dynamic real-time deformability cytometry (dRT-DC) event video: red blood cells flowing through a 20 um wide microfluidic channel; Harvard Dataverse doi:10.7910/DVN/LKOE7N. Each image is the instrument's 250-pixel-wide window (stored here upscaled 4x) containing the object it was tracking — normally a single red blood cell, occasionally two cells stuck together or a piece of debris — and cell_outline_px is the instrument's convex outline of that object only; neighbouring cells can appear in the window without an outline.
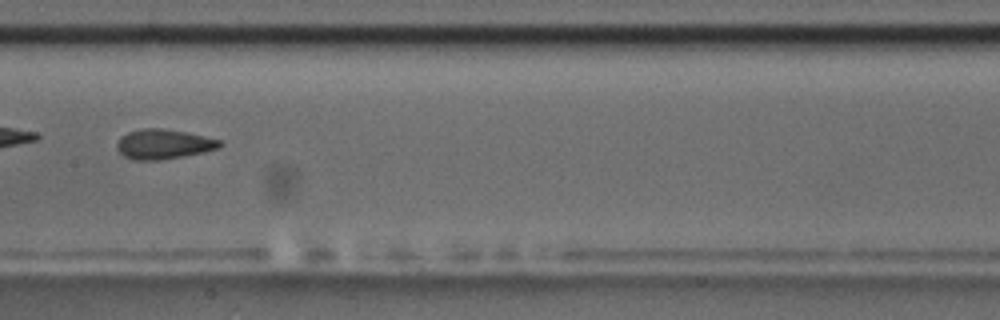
{"species": "common noctule bat (a hibernating species)", "species_latin": "Nyctalus noctula", "temperature_condition": "room temperature", "stored_images_in_passage": 9, "camera_frame_rate_fps": 3000, "um_per_image_px": 0.085, "animal": {"sex": "male", "body_mass_g": 17.5, "forearm_length_mm": 52.3}, "frame": {"image": 1, "passage_image": 9, "time_ms": 9.0, "image_size_px": [1000, 320], "cell_outline_px": [[224, 144], [220, 148], [204, 152], [184, 156], [160, 160], [132, 160], [124, 156], [116, 148], [116, 144], [120, 136], [128, 132], [144, 128], [160, 128], [188, 132], [220, 140]], "centroid_in_image_um": [13.91, 12.25], "position_along_channel_um": 193.5, "area_um2": 18.03}}